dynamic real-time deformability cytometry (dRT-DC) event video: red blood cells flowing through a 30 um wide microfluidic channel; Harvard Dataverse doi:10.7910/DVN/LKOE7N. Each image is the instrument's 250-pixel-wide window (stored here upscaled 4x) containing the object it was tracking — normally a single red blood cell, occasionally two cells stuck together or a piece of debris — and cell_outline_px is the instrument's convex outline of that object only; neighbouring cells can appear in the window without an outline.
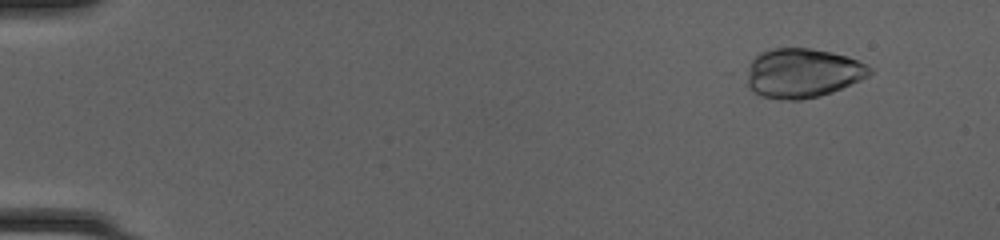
{"species": "common noctule bat (a hibernating species)", "species_latin": "Nyctalus noctula", "temperature_condition": "cold", "stored_images_in_passage": 50, "camera_frame_rate_fps": 3000, "um_per_image_px": 0.085, "animal": {"sex": "female", "body_mass_g": 20.0, "forearm_length_mm": 54.0}, "frame": {"image": 1, "passage_image": 5, "time_ms": 1.333, "image_size_px": [1000, 240], "cell_outline_px": [[872, 72], [868, 76], [860, 80], [832, 92], [820, 96], [800, 100], [784, 100], [760, 96], [748, 88], [740, 72], [760, 52], [772, 48], [812, 48], [832, 52], [848, 56], [868, 64], [872, 68]], "centroid_in_image_um": [68.13, 6.21], "position_along_channel_um": 16.9, "area_um2": 36.3}}
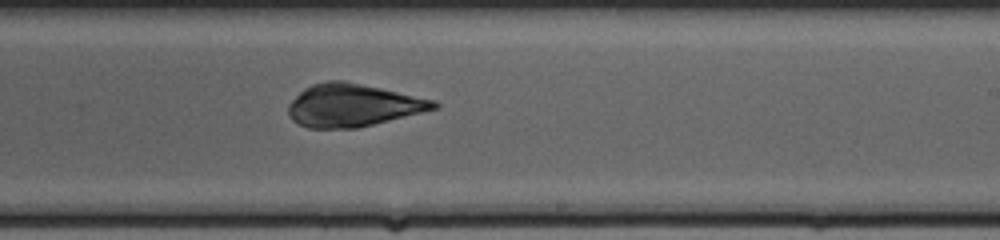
{"frame": {"image": 2, "passage_image": 32, "time_ms": 10.333, "image_size_px": [1000, 240], "cell_outline_px": [[440, 108], [356, 128], [308, 128], [292, 120], [288, 112], [288, 104], [304, 88], [312, 84], [328, 80], [344, 80], [436, 100], [440, 104]], "centroid_in_image_um": [30.0, 8.94], "position_along_channel_um": 259.0, "area_um2": 36.13}}
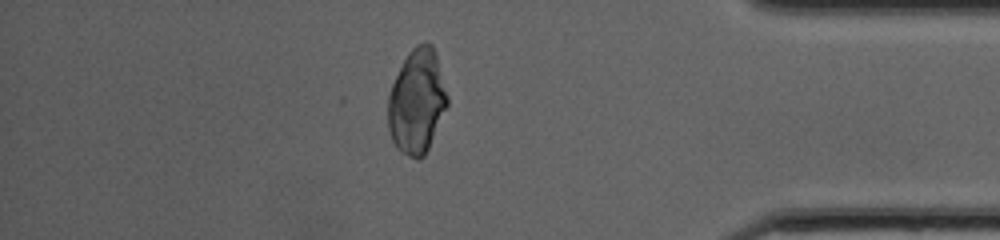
{"frame": {"image": 3, "passage_image": 44, "time_ms": 14.333, "image_size_px": [1000, 240], "cell_outline_px": [[448, 104], [428, 148], [424, 156], [420, 160], [416, 160], [400, 152], [396, 148], [392, 140], [388, 128], [388, 96], [392, 84], [408, 52], [416, 44], [424, 40], [428, 40], [432, 44], [436, 52], [448, 96]], "centroid_in_image_um": [35.44, 8.61], "position_along_channel_um": 399.8, "area_um2": 36.36}}